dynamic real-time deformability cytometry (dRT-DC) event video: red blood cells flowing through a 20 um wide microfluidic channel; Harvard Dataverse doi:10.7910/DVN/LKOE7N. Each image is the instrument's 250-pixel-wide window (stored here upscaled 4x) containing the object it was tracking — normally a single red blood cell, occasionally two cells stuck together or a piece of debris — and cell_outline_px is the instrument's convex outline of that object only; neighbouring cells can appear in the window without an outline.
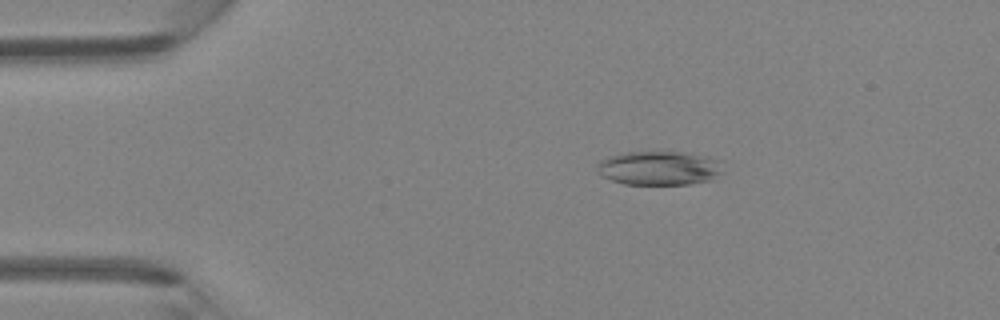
{"species": "Egyptian fruit bat (a non-hibernating species)", "species_latin": "Rousettus aegyptiacus", "temperature_condition": "room temperature", "stored_images_in_passage": 38, "camera_frame_rate_fps": 3000, "um_per_image_px": 0.085, "animal": {"sex": "female"}, "frame": {"image": 1, "passage_image": 1, "time_ms": 0.0, "image_size_px": [1000, 320], "cell_outline_px": [[724, 172], [712, 180], [688, 184], [624, 184], [600, 176], [596, 168], [596, 164], [600, 160], [608, 156], [624, 152], [688, 152], [712, 156], [724, 160]], "centroid_in_image_um": [56.11, 14.27], "position_along_channel_um": 28.9, "area_um2": 25.78}}
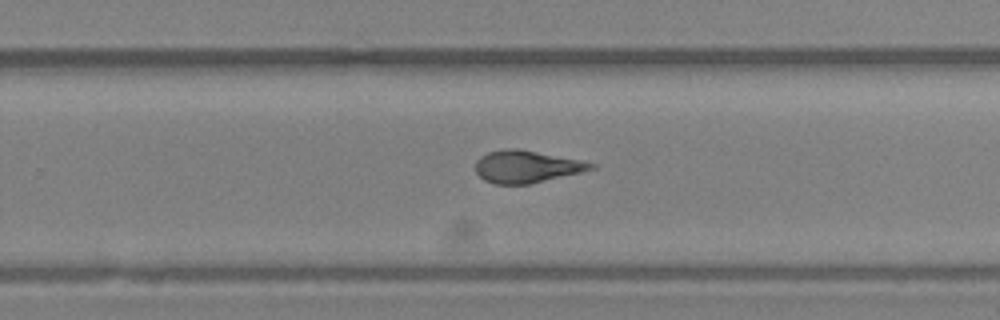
{"frame": {"image": 2, "passage_image": 22, "time_ms": 7.0, "image_size_px": [1000, 320], "cell_outline_px": [[596, 168], [580, 172], [528, 184], [496, 184], [484, 180], [476, 172], [476, 160], [480, 156], [488, 152], [504, 148], [516, 148], [584, 160], [596, 164]], "centroid_in_image_um": [44.75, 14.14], "position_along_channel_um": 285.0, "area_um2": 21.68}}
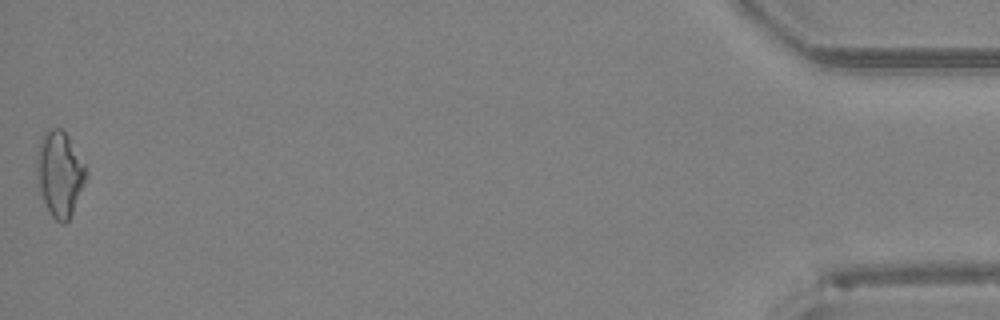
{"frame": {"image": 3, "passage_image": 38, "time_ms": 12.333, "image_size_px": [1000, 320], "cell_outline_px": [[88, 176], [72, 212], [68, 220], [64, 224], [60, 224], [48, 212], [36, 184], [36, 156], [44, 132], [48, 128], [60, 128], [68, 136], [84, 164], [88, 172]], "centroid_in_image_um": [5.05, 14.79], "position_along_channel_um": 430.2, "area_um2": 24.62}}